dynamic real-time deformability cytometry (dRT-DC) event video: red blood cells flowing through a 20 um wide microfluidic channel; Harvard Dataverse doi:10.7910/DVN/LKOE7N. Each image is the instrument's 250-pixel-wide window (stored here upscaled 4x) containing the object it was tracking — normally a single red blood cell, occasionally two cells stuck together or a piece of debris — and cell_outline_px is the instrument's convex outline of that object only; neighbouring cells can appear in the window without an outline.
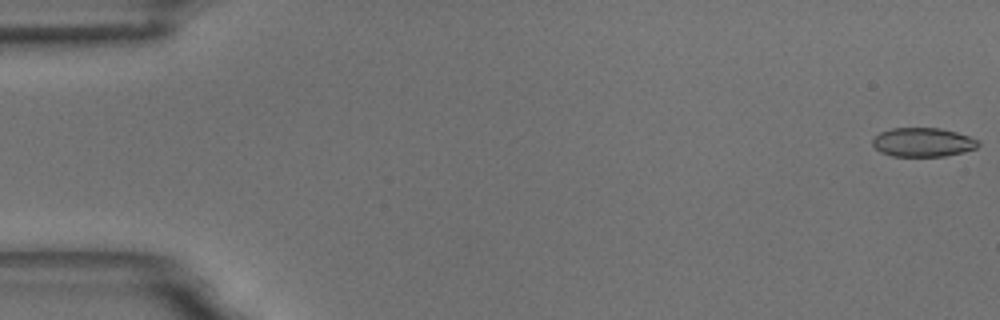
{"species": "common noctule bat (a hibernating species)", "species_latin": "Nyctalus noctula", "temperature_condition": "room temperature", "stored_images_in_passage": 7, "camera_frame_rate_fps": 3000, "um_per_image_px": 0.085, "animal": {"sex": "male", "body_mass_g": 18.8}, "frame": {"image": 1, "passage_image": 1, "time_ms": 0.0, "image_size_px": [1000, 320], "cell_outline_px": [[980, 144], [976, 148], [964, 152], [944, 156], [892, 156], [880, 152], [872, 144], [872, 140], [880, 132], [892, 128], [940, 128], [956, 132], [980, 140]], "centroid_in_image_um": [78.46, 12.09], "position_along_channel_um": 6.5, "area_um2": 17.86}}
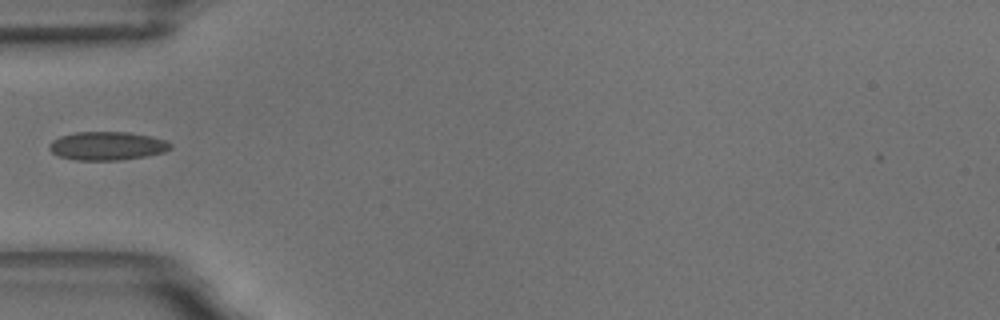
{"frame": {"image": 2, "passage_image": 6, "time_ms": 6.0, "image_size_px": [1000, 320], "cell_outline_px": [[172, 148], [164, 152], [144, 156], [120, 160], [76, 160], [56, 156], [48, 148], [48, 144], [52, 140], [60, 136], [76, 132], [128, 132], [152, 136], [164, 140], [172, 144]], "centroid_in_image_um": [9.08, 12.4], "position_along_channel_um": 75.9, "area_um2": 20.23}}
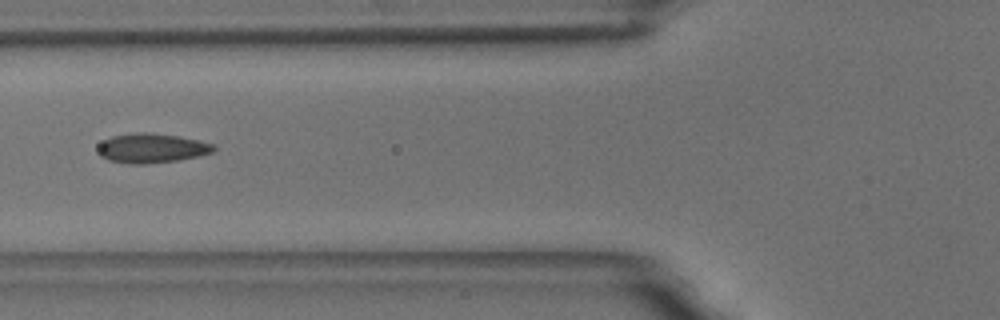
{"frame": {"image": 3, "passage_image": 7, "time_ms": 7.0, "image_size_px": [1000, 320], "cell_outline_px": [[216, 148], [212, 152], [200, 156], [180, 160], [144, 164], [132, 164], [108, 160], [100, 156], [100, 144], [104, 140], [112, 136], [136, 132], [148, 132], [176, 136], [196, 140], [212, 144]], "centroid_in_image_um": [12.9, 12.6], "position_along_channel_um": 112.9, "area_um2": 19.65}}